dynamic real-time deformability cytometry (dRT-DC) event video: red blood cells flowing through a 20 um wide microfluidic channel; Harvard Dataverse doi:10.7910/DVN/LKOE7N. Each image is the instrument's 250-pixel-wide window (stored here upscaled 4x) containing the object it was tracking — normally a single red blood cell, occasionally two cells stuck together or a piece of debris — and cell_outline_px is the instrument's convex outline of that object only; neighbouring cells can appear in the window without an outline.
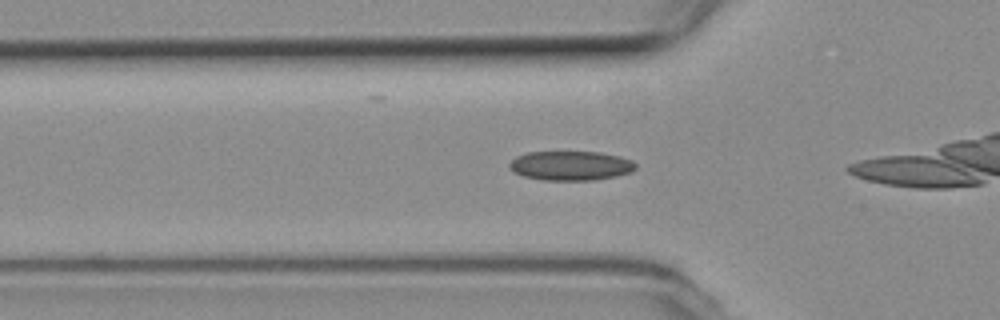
{"species": "common noctule bat (a hibernating species)", "species_latin": "Nyctalus noctula", "temperature_condition": "room temperature", "stored_images_in_passage": 28, "camera_frame_rate_fps": 3000, "um_per_image_px": 0.085, "animal": {"sex": "female", "body_mass_g": 19.3, "forearm_length_mm": 54.1}, "frame": {"image": 1, "passage_image": 13, "time_ms": 4.0, "image_size_px": [1000, 320], "cell_outline_px": [[636, 168], [632, 172], [616, 176], [592, 180], [544, 180], [524, 176], [512, 172], [508, 168], [508, 164], [516, 156], [528, 152], [600, 152], [620, 156], [632, 160], [636, 164]], "centroid_in_image_um": [48.5, 14.08], "position_along_channel_um": 77.3, "area_um2": 21.73}}
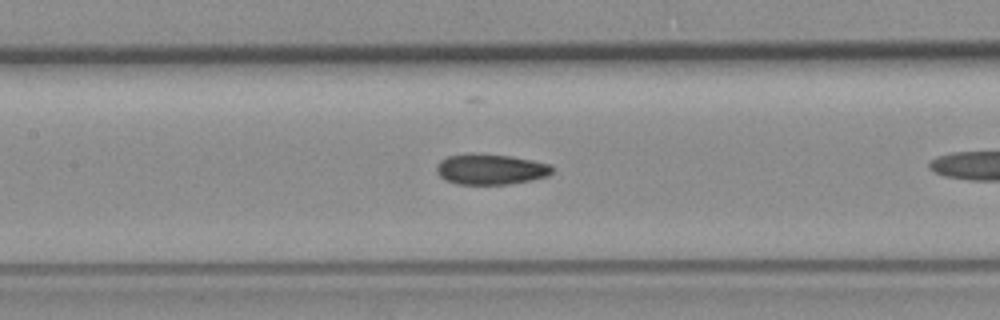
{"frame": {"image": 2, "passage_image": 20, "time_ms": 6.333, "image_size_px": [1000, 320], "cell_outline_px": [[556, 168], [548, 176], [532, 180], [508, 184], [456, 184], [444, 180], [436, 172], [436, 164], [440, 160], [448, 156], [472, 152], [512, 156], [532, 160], [548, 164]], "centroid_in_image_um": [41.68, 14.38], "position_along_channel_um": 165.7, "area_um2": 20.98}}
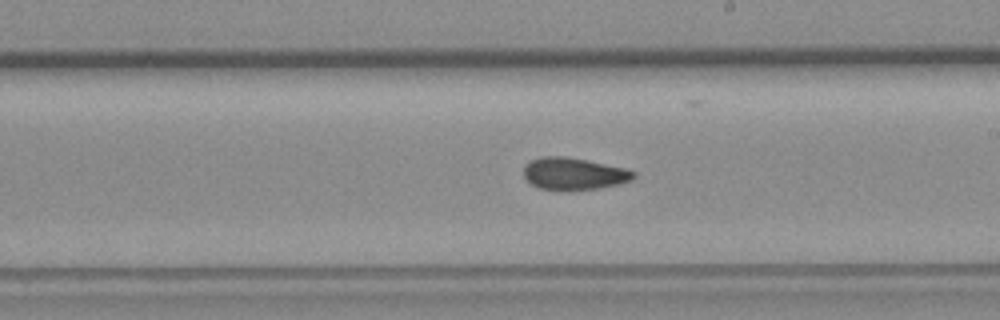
{"frame": {"image": 3, "passage_image": 26, "time_ms": 8.333, "image_size_px": [1000, 320], "cell_outline_px": [[636, 176], [632, 180], [620, 184], [600, 188], [560, 192], [540, 188], [532, 184], [524, 176], [524, 164], [528, 160], [540, 156], [564, 156], [628, 168], [636, 172]], "centroid_in_image_um": [48.78, 14.78], "position_along_channel_um": 240.2, "area_um2": 21.15}}